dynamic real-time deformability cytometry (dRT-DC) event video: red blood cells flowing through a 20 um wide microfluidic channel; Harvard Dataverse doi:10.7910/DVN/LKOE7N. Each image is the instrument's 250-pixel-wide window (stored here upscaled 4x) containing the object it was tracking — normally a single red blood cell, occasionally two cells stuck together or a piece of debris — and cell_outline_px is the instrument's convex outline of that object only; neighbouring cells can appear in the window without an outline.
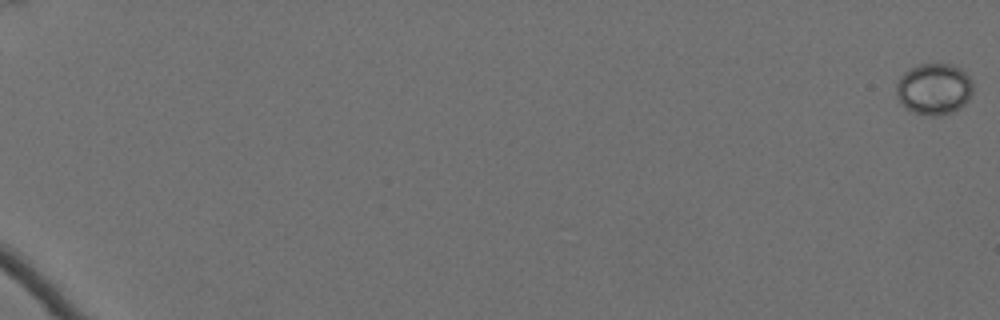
{"species": "Egyptian fruit bat (a non-hibernating species)", "species_latin": "Rousettus aegyptiacus", "temperature_condition": "cold", "stored_images_in_passage": 44, "camera_frame_rate_fps": 3000, "um_per_image_px": 0.085, "animal": {"sex": "female"}, "frame": {"image": 1, "passage_image": 1, "time_ms": 0.0, "image_size_px": [1000, 320], "cell_outline_px": [[972, 92], [968, 100], [964, 104], [952, 112], [936, 116], [932, 116], [916, 112], [908, 108], [896, 96], [896, 84], [900, 76], [904, 72], [916, 64], [948, 64], [960, 68], [972, 80]], "centroid_in_image_um": [79.39, 7.54], "position_along_channel_um": 5.6, "area_um2": 22.72}}
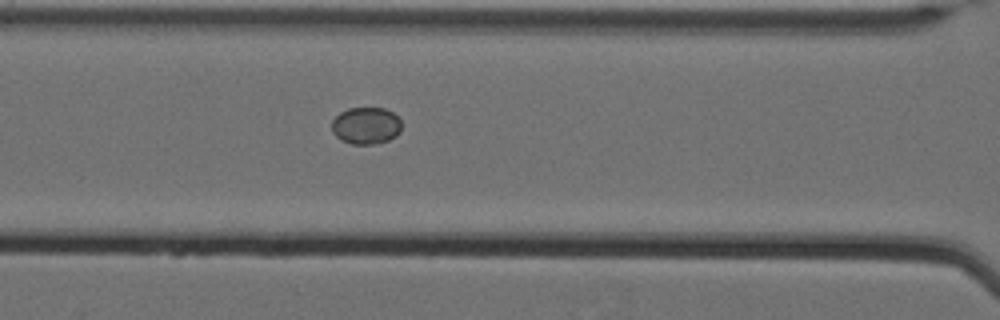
{"frame": {"image": 2, "passage_image": 32, "time_ms": 10.333, "image_size_px": [1000, 320], "cell_outline_px": [[400, 132], [396, 136], [388, 140], [376, 144], [352, 144], [340, 140], [332, 132], [332, 120], [340, 112], [348, 108], [384, 108], [392, 112], [400, 120]], "centroid_in_image_um": [31.09, 10.68], "position_along_channel_um": 135.5, "area_um2": 15.09}}
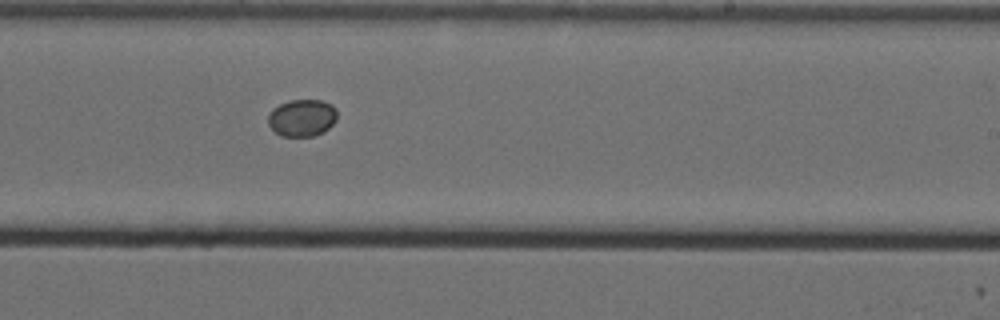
{"frame": {"image": 3, "passage_image": 43, "time_ms": 14.0, "image_size_px": [1000, 320], "cell_outline_px": [[336, 120], [328, 128], [316, 136], [280, 136], [268, 124], [268, 116], [272, 108], [288, 100], [320, 100], [332, 104], [336, 108]], "centroid_in_image_um": [25.67, 10.01], "position_along_channel_um": 263.3, "area_um2": 14.97}}